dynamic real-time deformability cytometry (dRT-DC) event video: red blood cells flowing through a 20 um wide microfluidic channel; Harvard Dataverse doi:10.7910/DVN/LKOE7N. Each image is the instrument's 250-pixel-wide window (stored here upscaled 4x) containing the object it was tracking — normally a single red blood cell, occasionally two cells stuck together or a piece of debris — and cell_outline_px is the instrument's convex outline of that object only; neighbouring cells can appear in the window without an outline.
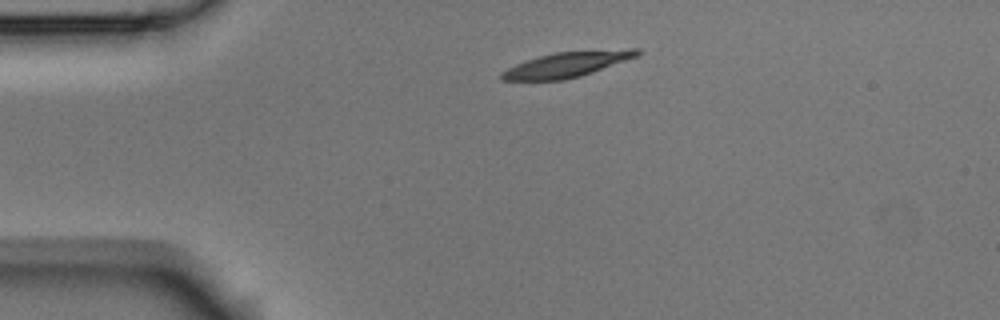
{"species": "Egyptian fruit bat (a non-hibernating species)", "species_latin": "Rousettus aegyptiacus", "temperature_condition": "room temperature", "stored_images_in_passage": 2, "camera_frame_rate_fps": 3000, "um_per_image_px": 0.085, "animal": {"sex": "male"}, "frame": {"image": 1, "passage_image": 1, "time_ms": 0.0, "image_size_px": [1000, 320], "cell_outline_px": [[644, 52], [636, 56], [592, 72], [580, 76], [564, 80], [500, 80], [500, 72], [516, 64], [540, 56], [556, 52], [628, 48], [640, 48]], "centroid_in_image_um": [48.21, 5.47], "position_along_channel_um": 36.8, "area_um2": 19.77}}